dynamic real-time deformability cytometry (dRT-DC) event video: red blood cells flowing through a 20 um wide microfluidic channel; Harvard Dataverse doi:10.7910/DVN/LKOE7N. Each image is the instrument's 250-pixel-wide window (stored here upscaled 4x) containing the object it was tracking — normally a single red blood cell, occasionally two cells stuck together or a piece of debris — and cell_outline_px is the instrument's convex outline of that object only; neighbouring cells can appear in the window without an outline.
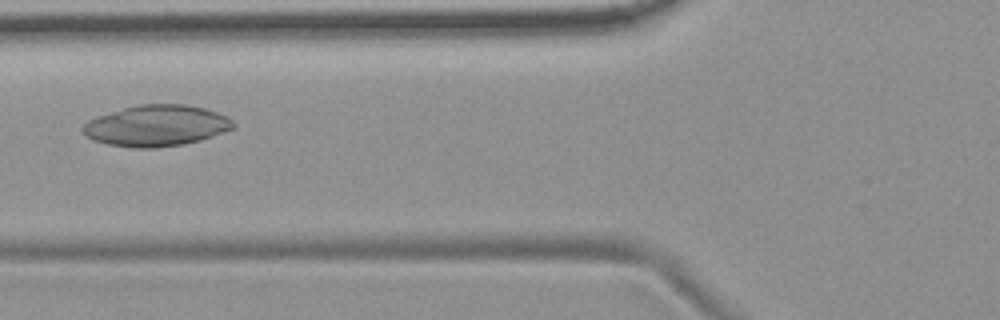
{"species": "common noctule bat (a hibernating species)", "species_latin": "Nyctalus noctula", "temperature_condition": "room temperature", "stored_images_in_passage": 8, "camera_frame_rate_fps": 3000, "um_per_image_px": 0.085, "animal": {"sex": "female", "body_mass_g": 19.9}, "frame": {"image": 1, "passage_image": 5, "time_ms": 5.667, "image_size_px": [1000, 320], "cell_outline_px": [[236, 124], [232, 128], [212, 136], [200, 140], [184, 144], [156, 148], [132, 148], [108, 144], [84, 136], [80, 128], [88, 120], [96, 116], [124, 108], [140, 104], [184, 104], [204, 108], [228, 116]], "centroid_in_image_um": [13.27, 10.68], "position_along_channel_um": 112.5, "area_um2": 36.07}}
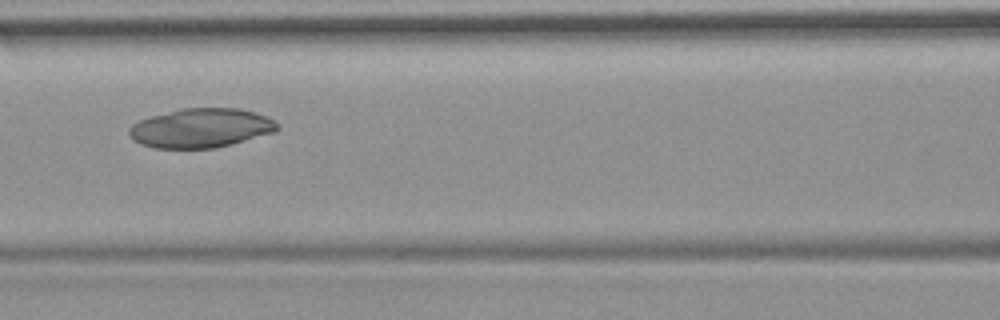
{"frame": {"image": 2, "passage_image": 6, "time_ms": 6.667, "image_size_px": [1000, 320], "cell_outline_px": [[280, 128], [276, 132], [232, 144], [212, 148], [152, 148], [140, 144], [132, 140], [128, 132], [128, 128], [132, 124], [140, 120], [152, 116], [180, 108], [240, 108], [264, 116], [280, 124]], "centroid_in_image_um": [17.06, 10.89], "position_along_channel_um": 149.5, "area_um2": 33.99}}
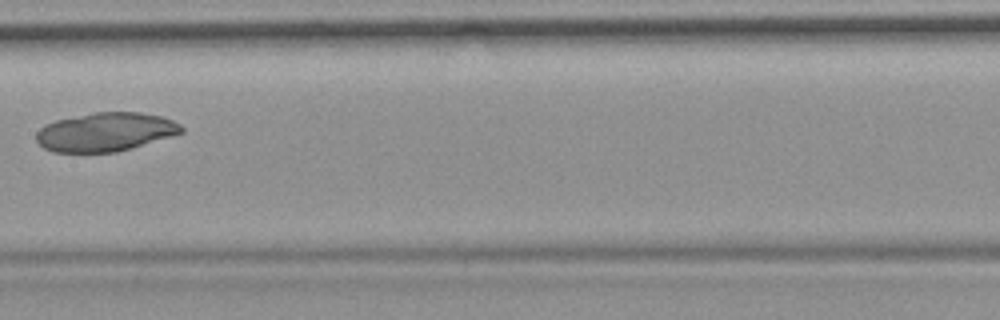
{"frame": {"image": 3, "passage_image": 7, "time_ms": 8.0, "image_size_px": [1000, 320], "cell_outline_px": [[184, 132], [132, 148], [116, 152], [52, 152], [44, 148], [36, 140], [36, 132], [44, 124], [56, 120], [92, 112], [140, 112], [160, 116], [172, 120], [180, 124], [184, 128]], "centroid_in_image_um": [8.95, 11.21], "position_along_channel_um": 198.5, "area_um2": 32.83}}